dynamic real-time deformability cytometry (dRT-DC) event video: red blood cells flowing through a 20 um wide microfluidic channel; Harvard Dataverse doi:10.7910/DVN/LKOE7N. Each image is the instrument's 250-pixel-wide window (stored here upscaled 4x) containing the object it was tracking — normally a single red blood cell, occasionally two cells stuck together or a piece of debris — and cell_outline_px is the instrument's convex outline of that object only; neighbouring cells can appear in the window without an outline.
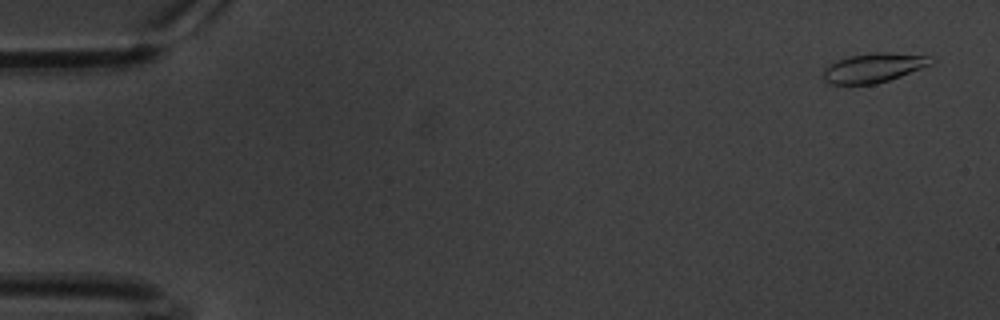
{"species": "common noctule bat (a hibernating species)", "species_latin": "Nyctalus noctula", "temperature_condition": "warm", "stored_images_in_passage": 15, "camera_frame_rate_fps": 3000, "um_per_image_px": 0.085, "animal": {"sex": "male", "body_mass_g": 20.1, "forearm_length_mm": 53.5}, "frame": {"image": 1, "passage_image": 3, "time_ms": 0.667, "image_size_px": [1000, 320], "cell_outline_px": [[936, 60], [932, 64], [900, 76], [876, 84], [832, 84], [824, 80], [824, 68], [828, 64], [836, 60], [848, 56], [876, 52], [888, 52], [928, 56]], "centroid_in_image_um": [74.25, 5.75], "position_along_channel_um": 10.8, "area_um2": 18.38}}